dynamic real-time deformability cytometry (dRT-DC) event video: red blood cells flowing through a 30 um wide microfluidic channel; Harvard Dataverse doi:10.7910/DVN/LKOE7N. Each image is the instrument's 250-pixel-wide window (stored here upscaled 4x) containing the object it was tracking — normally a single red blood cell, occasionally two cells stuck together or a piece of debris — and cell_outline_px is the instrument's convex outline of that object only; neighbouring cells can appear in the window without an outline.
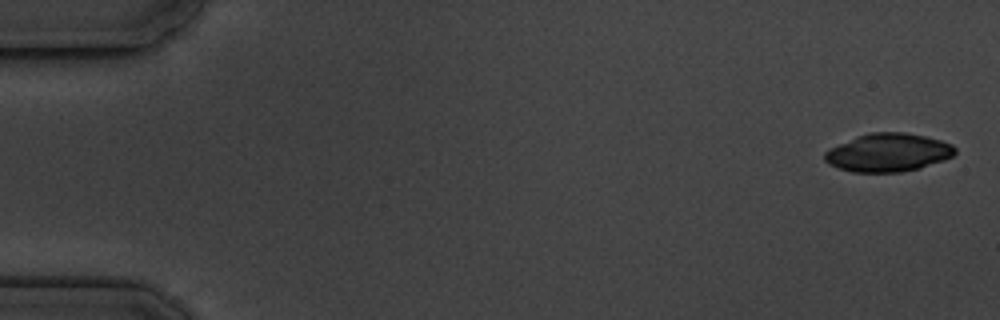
{"species": "common noctule bat (a hibernating species)", "species_latin": "Nyctalus noctula", "temperature_condition": "cold", "stored_images_in_passage": 5, "camera_frame_rate_fps": 3000, "um_per_image_px": 0.085, "animal": {"sex": "male", "body_mass_g": 19.5, "forearm_length_mm": 54.6}, "frame": {"image": 1, "passage_image": 1, "time_ms": 0.0, "image_size_px": [1000, 320], "cell_outline_px": [[956, 152], [952, 156], [944, 160], [920, 168], [900, 172], [852, 172], [828, 164], [824, 160], [824, 152], [856, 136], [872, 132], [904, 132], [924, 136], [940, 140], [952, 144], [956, 148]], "centroid_in_image_um": [75.5, 12.97], "position_along_channel_um": 9.5, "area_um2": 28.9}}
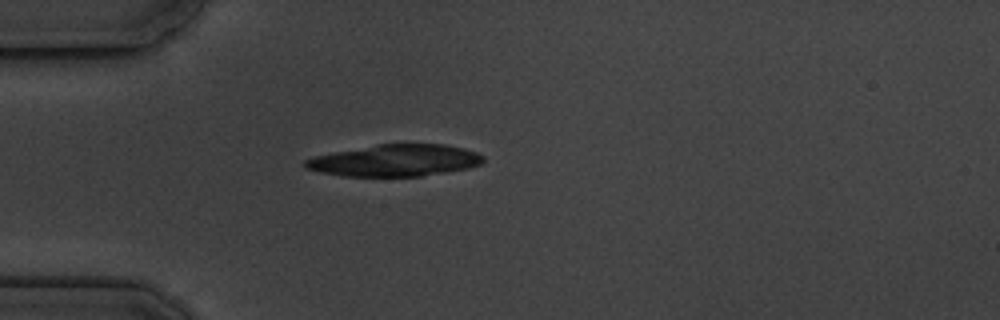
{"frame": {"image": 2, "passage_image": 5, "time_ms": 4.667, "image_size_px": [1000, 320], "cell_outline_px": [[484, 160], [480, 164], [468, 168], [420, 176], [344, 176], [320, 172], [304, 168], [304, 160], [316, 156], [376, 144], [444, 144], [464, 148], [476, 152], [484, 156]], "centroid_in_image_um": [33.59, 13.64], "position_along_channel_um": 51.4, "area_um2": 32.71}}